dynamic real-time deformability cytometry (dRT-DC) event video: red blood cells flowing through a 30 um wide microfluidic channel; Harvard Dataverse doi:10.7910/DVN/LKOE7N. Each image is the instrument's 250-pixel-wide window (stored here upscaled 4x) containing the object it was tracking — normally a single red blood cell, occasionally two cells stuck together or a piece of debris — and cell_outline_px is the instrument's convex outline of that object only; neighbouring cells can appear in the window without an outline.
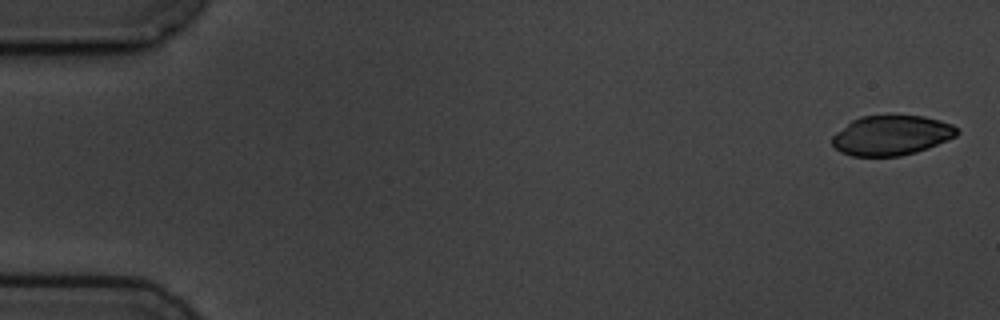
{"species": "common noctule bat (a hibernating species)", "species_latin": "Nyctalus noctula", "temperature_condition": "cold", "stored_images_in_passage": 15, "camera_frame_rate_fps": 3000, "um_per_image_px": 0.085, "animal": {"sex": "male", "body_mass_g": 19.5, "forearm_length_mm": 54.6}, "frame": {"image": 1, "passage_image": 1, "time_ms": 0.0, "image_size_px": [1000, 320], "cell_outline_px": [[960, 132], [956, 136], [948, 140], [928, 148], [916, 152], [900, 156], [852, 156], [840, 152], [832, 144], [832, 136], [836, 132], [852, 120], [860, 116], [888, 112], [924, 116], [940, 120], [952, 124]], "centroid_in_image_um": [75.77, 11.45], "position_along_channel_um": 9.2, "area_um2": 29.88}}
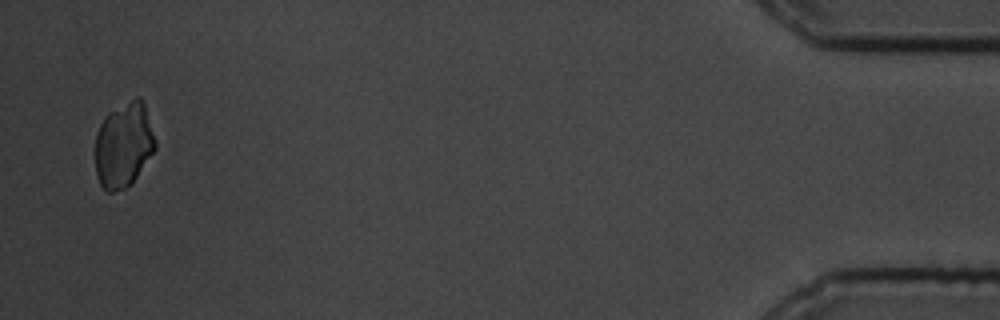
{"frame": {"image": 2, "passage_image": 15, "time_ms": 17.667, "image_size_px": [1000, 320], "cell_outline_px": [[156, 148], [136, 176], [124, 188], [112, 192], [104, 192], [96, 176], [96, 132], [104, 116], [136, 96], [140, 96], [144, 100], [156, 144]], "centroid_in_image_um": [10.5, 12.3], "position_along_channel_um": 424.7, "area_um2": 29.54}}